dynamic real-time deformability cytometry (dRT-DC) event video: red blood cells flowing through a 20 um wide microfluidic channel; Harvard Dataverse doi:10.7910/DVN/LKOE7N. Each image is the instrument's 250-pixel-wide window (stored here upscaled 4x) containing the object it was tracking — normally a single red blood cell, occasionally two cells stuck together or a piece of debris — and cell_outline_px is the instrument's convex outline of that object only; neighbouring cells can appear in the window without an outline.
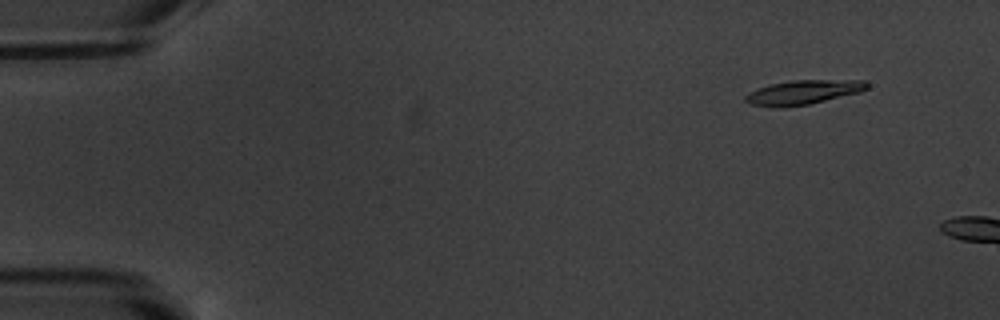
{"species": "common noctule bat (a hibernating species)", "species_latin": "Nyctalus noctula", "temperature_condition": "warm", "stored_images_in_passage": 3, "camera_frame_rate_fps": 3000, "um_per_image_px": 0.085, "animal": {"sex": "male", "body_mass_g": 20.1, "forearm_length_mm": 53.5}, "frame": {"image": 1, "passage_image": 2, "time_ms": 1.0, "image_size_px": [1000, 320], "cell_outline_px": [[868, 88], [860, 92], [808, 104], [752, 104], [744, 100], [744, 96], [748, 92], [756, 88], [768, 84], [792, 80], [864, 80], [868, 84]], "centroid_in_image_um": [68.32, 7.78], "position_along_channel_um": 16.7, "area_um2": 16.42}}